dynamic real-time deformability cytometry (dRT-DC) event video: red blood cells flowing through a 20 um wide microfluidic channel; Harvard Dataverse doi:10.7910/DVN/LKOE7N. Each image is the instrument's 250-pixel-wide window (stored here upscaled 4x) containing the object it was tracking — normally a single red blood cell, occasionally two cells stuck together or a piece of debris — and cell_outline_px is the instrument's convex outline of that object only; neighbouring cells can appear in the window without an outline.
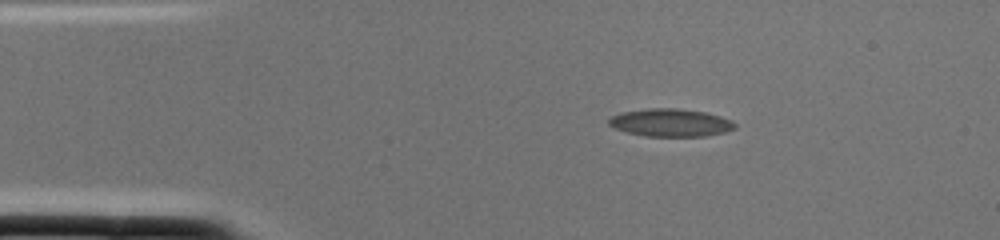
{"species": "common noctule bat (a hibernating species)", "species_latin": "Nyctalus noctula", "temperature_condition": "cold", "stored_images_in_passage": 2, "camera_frame_rate_fps": 3000, "um_per_image_px": 0.085, "animal": {"sex": "female", "body_mass_g": 22.0, "forearm_length_mm": 56.7}, "frame": {"image": 1, "passage_image": 2, "time_ms": 0.333, "image_size_px": [1000, 240], "cell_outline_px": [[736, 128], [724, 132], [704, 136], [644, 136], [628, 132], [616, 128], [608, 124], [608, 120], [612, 116], [620, 112], [648, 108], [676, 108], [704, 112], [720, 116], [732, 120], [736, 124]], "centroid_in_image_um": [57.0, 10.42], "position_along_channel_um": 28.0, "area_um2": 20.35}}